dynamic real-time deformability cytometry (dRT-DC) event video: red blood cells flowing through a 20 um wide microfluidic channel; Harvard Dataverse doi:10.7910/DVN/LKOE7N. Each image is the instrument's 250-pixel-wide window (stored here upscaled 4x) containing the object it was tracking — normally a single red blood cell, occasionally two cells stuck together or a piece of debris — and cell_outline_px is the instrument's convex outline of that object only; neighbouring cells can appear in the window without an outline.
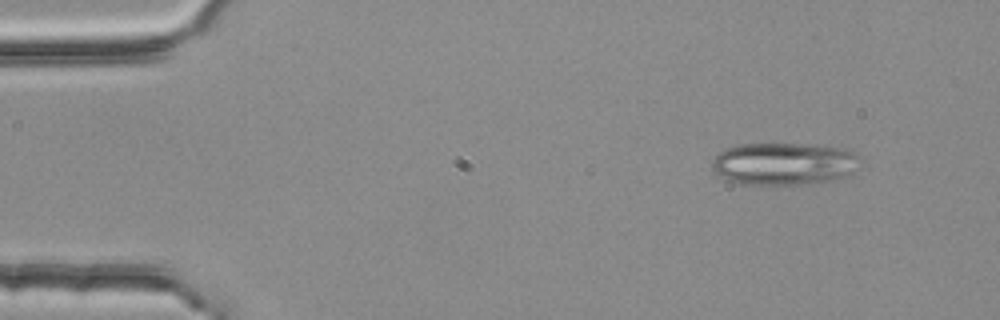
{"species": "common noctule bat (a hibernating species)", "species_latin": "Nyctalus noctula", "temperature_condition": "room temperature", "stored_images_in_passage": 3, "camera_frame_rate_fps": 3000, "um_per_image_px": 0.085, "animal": {"sex": "female", "body_mass_g": 25.1}, "frame": {"image": 1, "passage_image": 1, "time_ms": 0.0, "image_size_px": [1000, 320], "cell_outline_px": [[864, 160], [852, 172], [844, 176], [812, 184], [744, 184], [720, 176], [712, 168], [712, 160], [720, 152], [728, 148], [740, 144], [804, 144], [844, 148], [856, 152]], "centroid_in_image_um": [66.7, 13.9], "position_along_channel_um": 18.3, "area_um2": 36.47}}